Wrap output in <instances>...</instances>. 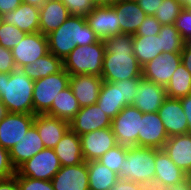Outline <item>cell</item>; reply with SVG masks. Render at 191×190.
<instances>
[{
  "label": "cell",
  "mask_w": 191,
  "mask_h": 190,
  "mask_svg": "<svg viewBox=\"0 0 191 190\" xmlns=\"http://www.w3.org/2000/svg\"><path fill=\"white\" fill-rule=\"evenodd\" d=\"M11 52L17 69H20L49 52L47 36L41 32L27 33Z\"/></svg>",
  "instance_id": "obj_10"
},
{
  "label": "cell",
  "mask_w": 191,
  "mask_h": 190,
  "mask_svg": "<svg viewBox=\"0 0 191 190\" xmlns=\"http://www.w3.org/2000/svg\"><path fill=\"white\" fill-rule=\"evenodd\" d=\"M27 33L21 31L12 24L2 22L0 26V45L6 49L12 50Z\"/></svg>",
  "instance_id": "obj_37"
},
{
  "label": "cell",
  "mask_w": 191,
  "mask_h": 190,
  "mask_svg": "<svg viewBox=\"0 0 191 190\" xmlns=\"http://www.w3.org/2000/svg\"><path fill=\"white\" fill-rule=\"evenodd\" d=\"M8 113L5 105L2 103V101L0 100V120L3 119L6 114Z\"/></svg>",
  "instance_id": "obj_55"
},
{
  "label": "cell",
  "mask_w": 191,
  "mask_h": 190,
  "mask_svg": "<svg viewBox=\"0 0 191 190\" xmlns=\"http://www.w3.org/2000/svg\"><path fill=\"white\" fill-rule=\"evenodd\" d=\"M134 55L141 67L162 53L161 37L154 36H133Z\"/></svg>",
  "instance_id": "obj_31"
},
{
  "label": "cell",
  "mask_w": 191,
  "mask_h": 190,
  "mask_svg": "<svg viewBox=\"0 0 191 190\" xmlns=\"http://www.w3.org/2000/svg\"><path fill=\"white\" fill-rule=\"evenodd\" d=\"M103 79L96 75H75L70 76L69 86L80 107L96 104Z\"/></svg>",
  "instance_id": "obj_20"
},
{
  "label": "cell",
  "mask_w": 191,
  "mask_h": 190,
  "mask_svg": "<svg viewBox=\"0 0 191 190\" xmlns=\"http://www.w3.org/2000/svg\"><path fill=\"white\" fill-rule=\"evenodd\" d=\"M0 190H20L16 177L0 179Z\"/></svg>",
  "instance_id": "obj_51"
},
{
  "label": "cell",
  "mask_w": 191,
  "mask_h": 190,
  "mask_svg": "<svg viewBox=\"0 0 191 190\" xmlns=\"http://www.w3.org/2000/svg\"><path fill=\"white\" fill-rule=\"evenodd\" d=\"M81 150L84 161H96L108 150L118 145L112 128L98 129L80 135Z\"/></svg>",
  "instance_id": "obj_12"
},
{
  "label": "cell",
  "mask_w": 191,
  "mask_h": 190,
  "mask_svg": "<svg viewBox=\"0 0 191 190\" xmlns=\"http://www.w3.org/2000/svg\"><path fill=\"white\" fill-rule=\"evenodd\" d=\"M47 36L49 52L64 60L77 46H87L100 41L87 24L85 16L70 15L56 30Z\"/></svg>",
  "instance_id": "obj_2"
},
{
  "label": "cell",
  "mask_w": 191,
  "mask_h": 190,
  "mask_svg": "<svg viewBox=\"0 0 191 190\" xmlns=\"http://www.w3.org/2000/svg\"><path fill=\"white\" fill-rule=\"evenodd\" d=\"M54 150L61 166H74L84 162L80 137L71 129L64 134Z\"/></svg>",
  "instance_id": "obj_27"
},
{
  "label": "cell",
  "mask_w": 191,
  "mask_h": 190,
  "mask_svg": "<svg viewBox=\"0 0 191 190\" xmlns=\"http://www.w3.org/2000/svg\"><path fill=\"white\" fill-rule=\"evenodd\" d=\"M89 190H109L118 180L117 173L98 160L87 161Z\"/></svg>",
  "instance_id": "obj_32"
},
{
  "label": "cell",
  "mask_w": 191,
  "mask_h": 190,
  "mask_svg": "<svg viewBox=\"0 0 191 190\" xmlns=\"http://www.w3.org/2000/svg\"><path fill=\"white\" fill-rule=\"evenodd\" d=\"M69 123L70 129L80 136L111 127L112 119L97 104H94L82 107Z\"/></svg>",
  "instance_id": "obj_15"
},
{
  "label": "cell",
  "mask_w": 191,
  "mask_h": 190,
  "mask_svg": "<svg viewBox=\"0 0 191 190\" xmlns=\"http://www.w3.org/2000/svg\"><path fill=\"white\" fill-rule=\"evenodd\" d=\"M39 20V8L25 3L3 15L4 22L26 33L39 32Z\"/></svg>",
  "instance_id": "obj_26"
},
{
  "label": "cell",
  "mask_w": 191,
  "mask_h": 190,
  "mask_svg": "<svg viewBox=\"0 0 191 190\" xmlns=\"http://www.w3.org/2000/svg\"><path fill=\"white\" fill-rule=\"evenodd\" d=\"M175 28L185 42H191V7H184L175 20Z\"/></svg>",
  "instance_id": "obj_39"
},
{
  "label": "cell",
  "mask_w": 191,
  "mask_h": 190,
  "mask_svg": "<svg viewBox=\"0 0 191 190\" xmlns=\"http://www.w3.org/2000/svg\"><path fill=\"white\" fill-rule=\"evenodd\" d=\"M118 16V25L124 34L135 35L147 14L139 7L136 0H120L112 5Z\"/></svg>",
  "instance_id": "obj_22"
},
{
  "label": "cell",
  "mask_w": 191,
  "mask_h": 190,
  "mask_svg": "<svg viewBox=\"0 0 191 190\" xmlns=\"http://www.w3.org/2000/svg\"><path fill=\"white\" fill-rule=\"evenodd\" d=\"M163 150L188 176L191 174V133L169 137Z\"/></svg>",
  "instance_id": "obj_21"
},
{
  "label": "cell",
  "mask_w": 191,
  "mask_h": 190,
  "mask_svg": "<svg viewBox=\"0 0 191 190\" xmlns=\"http://www.w3.org/2000/svg\"><path fill=\"white\" fill-rule=\"evenodd\" d=\"M34 118V114L8 112L0 120V145L10 150L33 126Z\"/></svg>",
  "instance_id": "obj_9"
},
{
  "label": "cell",
  "mask_w": 191,
  "mask_h": 190,
  "mask_svg": "<svg viewBox=\"0 0 191 190\" xmlns=\"http://www.w3.org/2000/svg\"><path fill=\"white\" fill-rule=\"evenodd\" d=\"M102 64L103 81L116 82L129 78H142V67L134 55L133 35L117 34L104 41Z\"/></svg>",
  "instance_id": "obj_1"
},
{
  "label": "cell",
  "mask_w": 191,
  "mask_h": 190,
  "mask_svg": "<svg viewBox=\"0 0 191 190\" xmlns=\"http://www.w3.org/2000/svg\"><path fill=\"white\" fill-rule=\"evenodd\" d=\"M165 88L169 98L180 99L191 94V73L182 63L177 67Z\"/></svg>",
  "instance_id": "obj_33"
},
{
  "label": "cell",
  "mask_w": 191,
  "mask_h": 190,
  "mask_svg": "<svg viewBox=\"0 0 191 190\" xmlns=\"http://www.w3.org/2000/svg\"><path fill=\"white\" fill-rule=\"evenodd\" d=\"M20 190H54L51 180H39L21 176L17 171L14 175Z\"/></svg>",
  "instance_id": "obj_38"
},
{
  "label": "cell",
  "mask_w": 191,
  "mask_h": 190,
  "mask_svg": "<svg viewBox=\"0 0 191 190\" xmlns=\"http://www.w3.org/2000/svg\"><path fill=\"white\" fill-rule=\"evenodd\" d=\"M63 69V60L48 52L35 62L24 65L19 70L33 81L60 72Z\"/></svg>",
  "instance_id": "obj_30"
},
{
  "label": "cell",
  "mask_w": 191,
  "mask_h": 190,
  "mask_svg": "<svg viewBox=\"0 0 191 190\" xmlns=\"http://www.w3.org/2000/svg\"><path fill=\"white\" fill-rule=\"evenodd\" d=\"M167 190H191V180L187 177L180 183H177L175 186L168 187Z\"/></svg>",
  "instance_id": "obj_52"
},
{
  "label": "cell",
  "mask_w": 191,
  "mask_h": 190,
  "mask_svg": "<svg viewBox=\"0 0 191 190\" xmlns=\"http://www.w3.org/2000/svg\"><path fill=\"white\" fill-rule=\"evenodd\" d=\"M71 15L86 16L96 5L93 0H61Z\"/></svg>",
  "instance_id": "obj_40"
},
{
  "label": "cell",
  "mask_w": 191,
  "mask_h": 190,
  "mask_svg": "<svg viewBox=\"0 0 191 190\" xmlns=\"http://www.w3.org/2000/svg\"><path fill=\"white\" fill-rule=\"evenodd\" d=\"M166 98L167 94L164 86L142 78L138 84L137 94L132 105L142 113H154L158 112Z\"/></svg>",
  "instance_id": "obj_18"
},
{
  "label": "cell",
  "mask_w": 191,
  "mask_h": 190,
  "mask_svg": "<svg viewBox=\"0 0 191 190\" xmlns=\"http://www.w3.org/2000/svg\"><path fill=\"white\" fill-rule=\"evenodd\" d=\"M181 64V53H161L142 67V78L166 87Z\"/></svg>",
  "instance_id": "obj_11"
},
{
  "label": "cell",
  "mask_w": 191,
  "mask_h": 190,
  "mask_svg": "<svg viewBox=\"0 0 191 190\" xmlns=\"http://www.w3.org/2000/svg\"><path fill=\"white\" fill-rule=\"evenodd\" d=\"M142 78H129L121 80L122 99L126 100L129 105L133 104L134 98L137 94L138 84Z\"/></svg>",
  "instance_id": "obj_42"
},
{
  "label": "cell",
  "mask_w": 191,
  "mask_h": 190,
  "mask_svg": "<svg viewBox=\"0 0 191 190\" xmlns=\"http://www.w3.org/2000/svg\"><path fill=\"white\" fill-rule=\"evenodd\" d=\"M143 113L133 105L124 107L112 119L111 128L117 143L124 146H138V132Z\"/></svg>",
  "instance_id": "obj_7"
},
{
  "label": "cell",
  "mask_w": 191,
  "mask_h": 190,
  "mask_svg": "<svg viewBox=\"0 0 191 190\" xmlns=\"http://www.w3.org/2000/svg\"><path fill=\"white\" fill-rule=\"evenodd\" d=\"M184 7L180 0H163L154 16L161 25H171Z\"/></svg>",
  "instance_id": "obj_35"
},
{
  "label": "cell",
  "mask_w": 191,
  "mask_h": 190,
  "mask_svg": "<svg viewBox=\"0 0 191 190\" xmlns=\"http://www.w3.org/2000/svg\"><path fill=\"white\" fill-rule=\"evenodd\" d=\"M181 63L191 73V42H186L181 51Z\"/></svg>",
  "instance_id": "obj_48"
},
{
  "label": "cell",
  "mask_w": 191,
  "mask_h": 190,
  "mask_svg": "<svg viewBox=\"0 0 191 190\" xmlns=\"http://www.w3.org/2000/svg\"><path fill=\"white\" fill-rule=\"evenodd\" d=\"M21 0H0V13L4 15L21 5Z\"/></svg>",
  "instance_id": "obj_49"
},
{
  "label": "cell",
  "mask_w": 191,
  "mask_h": 190,
  "mask_svg": "<svg viewBox=\"0 0 191 190\" xmlns=\"http://www.w3.org/2000/svg\"><path fill=\"white\" fill-rule=\"evenodd\" d=\"M183 111L185 112L189 132L191 133V94L180 98Z\"/></svg>",
  "instance_id": "obj_50"
},
{
  "label": "cell",
  "mask_w": 191,
  "mask_h": 190,
  "mask_svg": "<svg viewBox=\"0 0 191 190\" xmlns=\"http://www.w3.org/2000/svg\"><path fill=\"white\" fill-rule=\"evenodd\" d=\"M81 109L77 98L70 86L58 93L52 102L51 108L45 113L70 122Z\"/></svg>",
  "instance_id": "obj_29"
},
{
  "label": "cell",
  "mask_w": 191,
  "mask_h": 190,
  "mask_svg": "<svg viewBox=\"0 0 191 190\" xmlns=\"http://www.w3.org/2000/svg\"><path fill=\"white\" fill-rule=\"evenodd\" d=\"M187 177L188 175L176 166L163 149L156 153L154 179L161 181L167 187H171L182 182Z\"/></svg>",
  "instance_id": "obj_28"
},
{
  "label": "cell",
  "mask_w": 191,
  "mask_h": 190,
  "mask_svg": "<svg viewBox=\"0 0 191 190\" xmlns=\"http://www.w3.org/2000/svg\"><path fill=\"white\" fill-rule=\"evenodd\" d=\"M70 75L62 69L60 72L34 81V115L45 114L52 106L58 93L69 86Z\"/></svg>",
  "instance_id": "obj_6"
},
{
  "label": "cell",
  "mask_w": 191,
  "mask_h": 190,
  "mask_svg": "<svg viewBox=\"0 0 191 190\" xmlns=\"http://www.w3.org/2000/svg\"><path fill=\"white\" fill-rule=\"evenodd\" d=\"M104 54L103 40L87 46H77L63 60V69L70 76L96 75L101 77Z\"/></svg>",
  "instance_id": "obj_4"
},
{
  "label": "cell",
  "mask_w": 191,
  "mask_h": 190,
  "mask_svg": "<svg viewBox=\"0 0 191 190\" xmlns=\"http://www.w3.org/2000/svg\"><path fill=\"white\" fill-rule=\"evenodd\" d=\"M96 104L111 119L115 118L124 107L129 106L127 101L122 99L121 82L103 81Z\"/></svg>",
  "instance_id": "obj_25"
},
{
  "label": "cell",
  "mask_w": 191,
  "mask_h": 190,
  "mask_svg": "<svg viewBox=\"0 0 191 190\" xmlns=\"http://www.w3.org/2000/svg\"><path fill=\"white\" fill-rule=\"evenodd\" d=\"M140 190H167L168 187L156 179L139 183Z\"/></svg>",
  "instance_id": "obj_47"
},
{
  "label": "cell",
  "mask_w": 191,
  "mask_h": 190,
  "mask_svg": "<svg viewBox=\"0 0 191 190\" xmlns=\"http://www.w3.org/2000/svg\"><path fill=\"white\" fill-rule=\"evenodd\" d=\"M168 137L189 133V127L180 99L167 97L158 109Z\"/></svg>",
  "instance_id": "obj_16"
},
{
  "label": "cell",
  "mask_w": 191,
  "mask_h": 190,
  "mask_svg": "<svg viewBox=\"0 0 191 190\" xmlns=\"http://www.w3.org/2000/svg\"><path fill=\"white\" fill-rule=\"evenodd\" d=\"M44 148V143L37 129L32 126L25 136L9 150L11 163L17 170L23 163Z\"/></svg>",
  "instance_id": "obj_23"
},
{
  "label": "cell",
  "mask_w": 191,
  "mask_h": 190,
  "mask_svg": "<svg viewBox=\"0 0 191 190\" xmlns=\"http://www.w3.org/2000/svg\"><path fill=\"white\" fill-rule=\"evenodd\" d=\"M17 70L11 50L0 45V72L12 73Z\"/></svg>",
  "instance_id": "obj_44"
},
{
  "label": "cell",
  "mask_w": 191,
  "mask_h": 190,
  "mask_svg": "<svg viewBox=\"0 0 191 190\" xmlns=\"http://www.w3.org/2000/svg\"><path fill=\"white\" fill-rule=\"evenodd\" d=\"M34 81L19 69L0 72V100L9 113L34 114Z\"/></svg>",
  "instance_id": "obj_3"
},
{
  "label": "cell",
  "mask_w": 191,
  "mask_h": 190,
  "mask_svg": "<svg viewBox=\"0 0 191 190\" xmlns=\"http://www.w3.org/2000/svg\"><path fill=\"white\" fill-rule=\"evenodd\" d=\"M168 138L158 112L143 113L138 132V146L163 149Z\"/></svg>",
  "instance_id": "obj_14"
},
{
  "label": "cell",
  "mask_w": 191,
  "mask_h": 190,
  "mask_svg": "<svg viewBox=\"0 0 191 190\" xmlns=\"http://www.w3.org/2000/svg\"><path fill=\"white\" fill-rule=\"evenodd\" d=\"M87 24L100 40L121 34L118 16L112 6H95L86 16Z\"/></svg>",
  "instance_id": "obj_13"
},
{
  "label": "cell",
  "mask_w": 191,
  "mask_h": 190,
  "mask_svg": "<svg viewBox=\"0 0 191 190\" xmlns=\"http://www.w3.org/2000/svg\"><path fill=\"white\" fill-rule=\"evenodd\" d=\"M128 146L116 145L102 155L98 161L108 167L115 173H118L123 167V160L126 159Z\"/></svg>",
  "instance_id": "obj_36"
},
{
  "label": "cell",
  "mask_w": 191,
  "mask_h": 190,
  "mask_svg": "<svg viewBox=\"0 0 191 190\" xmlns=\"http://www.w3.org/2000/svg\"><path fill=\"white\" fill-rule=\"evenodd\" d=\"M60 168L61 163L55 150L44 148L23 163L16 171L24 177H31L39 180H52Z\"/></svg>",
  "instance_id": "obj_8"
},
{
  "label": "cell",
  "mask_w": 191,
  "mask_h": 190,
  "mask_svg": "<svg viewBox=\"0 0 191 190\" xmlns=\"http://www.w3.org/2000/svg\"><path fill=\"white\" fill-rule=\"evenodd\" d=\"M51 182L54 190H89L87 162L61 166Z\"/></svg>",
  "instance_id": "obj_17"
},
{
  "label": "cell",
  "mask_w": 191,
  "mask_h": 190,
  "mask_svg": "<svg viewBox=\"0 0 191 190\" xmlns=\"http://www.w3.org/2000/svg\"><path fill=\"white\" fill-rule=\"evenodd\" d=\"M163 0H136L139 7L147 14L153 15L156 13L157 8H159L160 4Z\"/></svg>",
  "instance_id": "obj_45"
},
{
  "label": "cell",
  "mask_w": 191,
  "mask_h": 190,
  "mask_svg": "<svg viewBox=\"0 0 191 190\" xmlns=\"http://www.w3.org/2000/svg\"><path fill=\"white\" fill-rule=\"evenodd\" d=\"M21 2L25 4H30L37 8H41L47 2V0H21Z\"/></svg>",
  "instance_id": "obj_54"
},
{
  "label": "cell",
  "mask_w": 191,
  "mask_h": 190,
  "mask_svg": "<svg viewBox=\"0 0 191 190\" xmlns=\"http://www.w3.org/2000/svg\"><path fill=\"white\" fill-rule=\"evenodd\" d=\"M160 149L129 146L118 179L142 183L155 178V155Z\"/></svg>",
  "instance_id": "obj_5"
},
{
  "label": "cell",
  "mask_w": 191,
  "mask_h": 190,
  "mask_svg": "<svg viewBox=\"0 0 191 190\" xmlns=\"http://www.w3.org/2000/svg\"><path fill=\"white\" fill-rule=\"evenodd\" d=\"M70 15L67 6L61 0H47L39 8V32L48 35L59 28Z\"/></svg>",
  "instance_id": "obj_24"
},
{
  "label": "cell",
  "mask_w": 191,
  "mask_h": 190,
  "mask_svg": "<svg viewBox=\"0 0 191 190\" xmlns=\"http://www.w3.org/2000/svg\"><path fill=\"white\" fill-rule=\"evenodd\" d=\"M120 0H93L96 6H112Z\"/></svg>",
  "instance_id": "obj_53"
},
{
  "label": "cell",
  "mask_w": 191,
  "mask_h": 190,
  "mask_svg": "<svg viewBox=\"0 0 191 190\" xmlns=\"http://www.w3.org/2000/svg\"><path fill=\"white\" fill-rule=\"evenodd\" d=\"M33 126L37 129L45 148L54 149L64 134L70 129L68 121L47 114H36Z\"/></svg>",
  "instance_id": "obj_19"
},
{
  "label": "cell",
  "mask_w": 191,
  "mask_h": 190,
  "mask_svg": "<svg viewBox=\"0 0 191 190\" xmlns=\"http://www.w3.org/2000/svg\"><path fill=\"white\" fill-rule=\"evenodd\" d=\"M16 174V169L11 163L9 150L0 145V179L12 177Z\"/></svg>",
  "instance_id": "obj_43"
},
{
  "label": "cell",
  "mask_w": 191,
  "mask_h": 190,
  "mask_svg": "<svg viewBox=\"0 0 191 190\" xmlns=\"http://www.w3.org/2000/svg\"><path fill=\"white\" fill-rule=\"evenodd\" d=\"M185 7H191V0H180Z\"/></svg>",
  "instance_id": "obj_56"
},
{
  "label": "cell",
  "mask_w": 191,
  "mask_h": 190,
  "mask_svg": "<svg viewBox=\"0 0 191 190\" xmlns=\"http://www.w3.org/2000/svg\"><path fill=\"white\" fill-rule=\"evenodd\" d=\"M2 22H3V15L0 13V26H1Z\"/></svg>",
  "instance_id": "obj_57"
},
{
  "label": "cell",
  "mask_w": 191,
  "mask_h": 190,
  "mask_svg": "<svg viewBox=\"0 0 191 190\" xmlns=\"http://www.w3.org/2000/svg\"><path fill=\"white\" fill-rule=\"evenodd\" d=\"M158 36L161 37L162 53H181L186 43L174 24L162 25Z\"/></svg>",
  "instance_id": "obj_34"
},
{
  "label": "cell",
  "mask_w": 191,
  "mask_h": 190,
  "mask_svg": "<svg viewBox=\"0 0 191 190\" xmlns=\"http://www.w3.org/2000/svg\"><path fill=\"white\" fill-rule=\"evenodd\" d=\"M109 190H140L139 183L131 180L118 179Z\"/></svg>",
  "instance_id": "obj_46"
},
{
  "label": "cell",
  "mask_w": 191,
  "mask_h": 190,
  "mask_svg": "<svg viewBox=\"0 0 191 190\" xmlns=\"http://www.w3.org/2000/svg\"><path fill=\"white\" fill-rule=\"evenodd\" d=\"M162 25L157 21L156 17L153 15H147L145 20L139 26L133 36H154L158 35Z\"/></svg>",
  "instance_id": "obj_41"
}]
</instances>
